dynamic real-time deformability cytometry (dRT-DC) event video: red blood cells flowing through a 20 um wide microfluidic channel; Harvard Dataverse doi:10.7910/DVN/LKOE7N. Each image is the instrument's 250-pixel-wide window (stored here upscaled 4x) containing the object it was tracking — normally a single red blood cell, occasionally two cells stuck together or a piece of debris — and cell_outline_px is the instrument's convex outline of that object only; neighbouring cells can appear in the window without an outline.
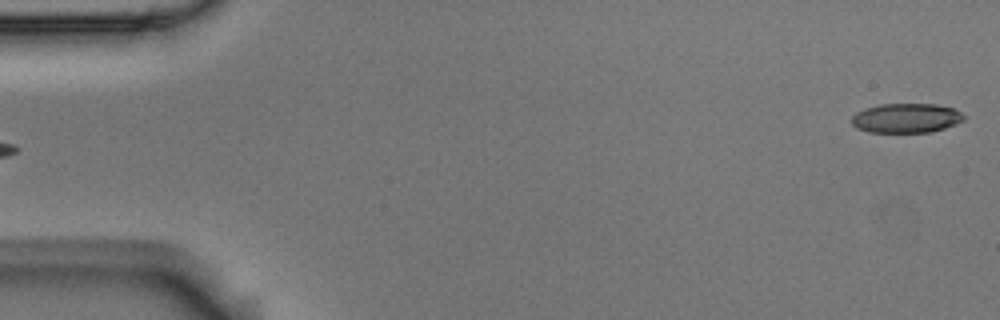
{"species": "Egyptian fruit bat (a non-hibernating species)", "species_latin": "Rousettus aegyptiacus", "temperature_condition": "room temperature", "stored_images_in_passage": 5, "camera_frame_rate_fps": 3000, "um_per_image_px": 0.085, "animal": {"sex": "male"}, "frame": {"image": 1, "passage_image": 5, "time_ms": 1.333, "image_size_px": [1000, 320], "cell_outline_px": [[964, 120], [956, 124], [944, 128], [928, 132], [868, 132], [856, 128], [852, 124], [852, 116], [856, 112], [864, 108], [880, 104], [936, 104], [952, 108], [960, 112], [964, 116]], "centroid_in_image_um": [77.0, 10.03], "position_along_channel_um": 8.0, "area_um2": 19.25}}